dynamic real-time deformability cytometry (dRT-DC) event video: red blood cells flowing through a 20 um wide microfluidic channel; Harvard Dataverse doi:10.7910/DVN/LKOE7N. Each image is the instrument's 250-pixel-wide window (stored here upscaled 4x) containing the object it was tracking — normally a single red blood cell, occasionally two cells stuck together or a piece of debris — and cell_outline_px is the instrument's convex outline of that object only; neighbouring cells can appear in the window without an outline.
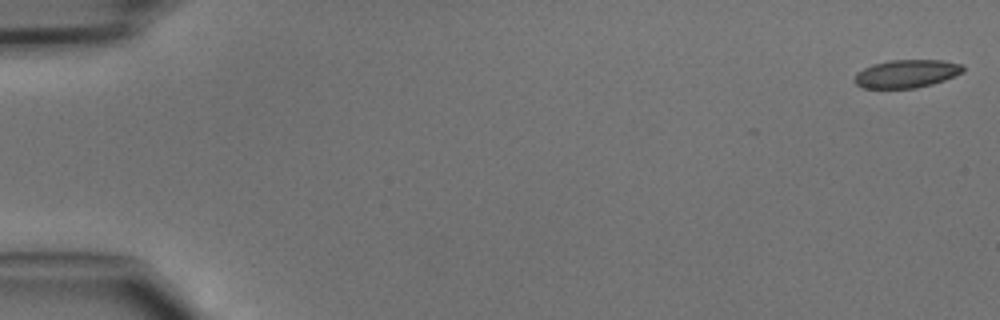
{"species": "common noctule bat (a hibernating species)", "species_latin": "Nyctalus noctula", "temperature_condition": "cold", "stored_images_in_passage": 10, "camera_frame_rate_fps": 3000, "um_per_image_px": 0.085, "animal": {"sex": "male", "body_mass_g": 15.6}, "frame": {"image": 1, "passage_image": 1, "time_ms": 0.0, "image_size_px": [1000, 320], "cell_outline_px": [[964, 72], [944, 80], [932, 84], [916, 88], [864, 88], [856, 84], [856, 72], [872, 64], [888, 60], [944, 60], [964, 64]], "centroid_in_image_um": [77.1, 6.25], "position_along_channel_um": 7.9, "area_um2": 17.8}}